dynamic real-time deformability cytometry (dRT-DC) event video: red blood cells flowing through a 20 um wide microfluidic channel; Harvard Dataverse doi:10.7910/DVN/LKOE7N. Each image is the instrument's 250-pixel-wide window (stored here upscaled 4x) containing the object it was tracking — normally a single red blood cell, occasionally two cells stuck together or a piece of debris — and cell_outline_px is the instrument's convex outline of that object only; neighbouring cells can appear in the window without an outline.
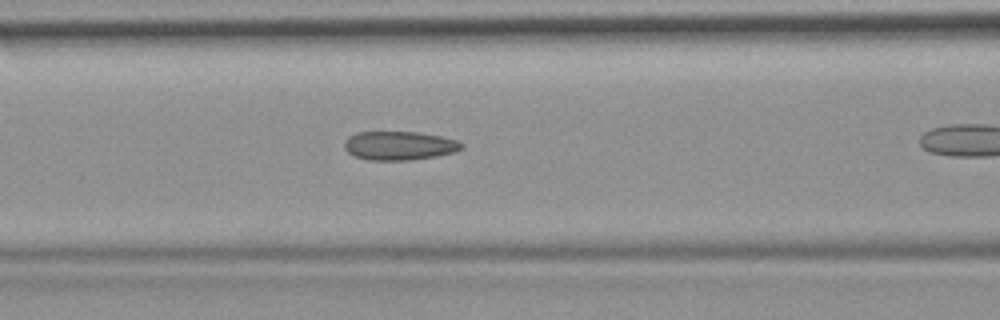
{"species": "common noctule bat (a hibernating species)", "species_latin": "Nyctalus noctula", "temperature_condition": "room temperature", "stored_images_in_passage": 38, "camera_frame_rate_fps": 3000, "um_per_image_px": 0.085, "animal": {"sex": "female", "body_mass_g": 19.9}, "frame": {"image": 1, "passage_image": 17, "time_ms": 5.333, "image_size_px": [1000, 320], "cell_outline_px": [[464, 148], [456, 152], [436, 156], [412, 160], [368, 160], [356, 156], [348, 152], [344, 148], [344, 144], [348, 136], [356, 132], [416, 132], [440, 136], [456, 140], [464, 144]], "centroid_in_image_um": [33.95, 12.38], "position_along_channel_um": 132.6, "area_um2": 19.71}}
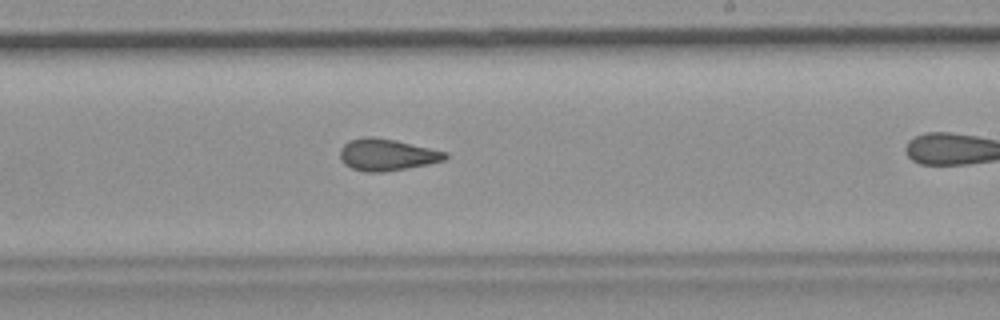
{"frame": {"image": 2, "passage_image": 27, "time_ms": 8.667, "image_size_px": [1000, 320], "cell_outline_px": [[448, 156], [444, 160], [428, 164], [384, 172], [364, 172], [352, 168], [344, 164], [340, 160], [340, 148], [348, 140], [368, 136], [372, 136], [396, 140], [448, 152]], "centroid_in_image_um": [32.86, 13.15], "position_along_channel_um": 256.1, "area_um2": 19.59}}